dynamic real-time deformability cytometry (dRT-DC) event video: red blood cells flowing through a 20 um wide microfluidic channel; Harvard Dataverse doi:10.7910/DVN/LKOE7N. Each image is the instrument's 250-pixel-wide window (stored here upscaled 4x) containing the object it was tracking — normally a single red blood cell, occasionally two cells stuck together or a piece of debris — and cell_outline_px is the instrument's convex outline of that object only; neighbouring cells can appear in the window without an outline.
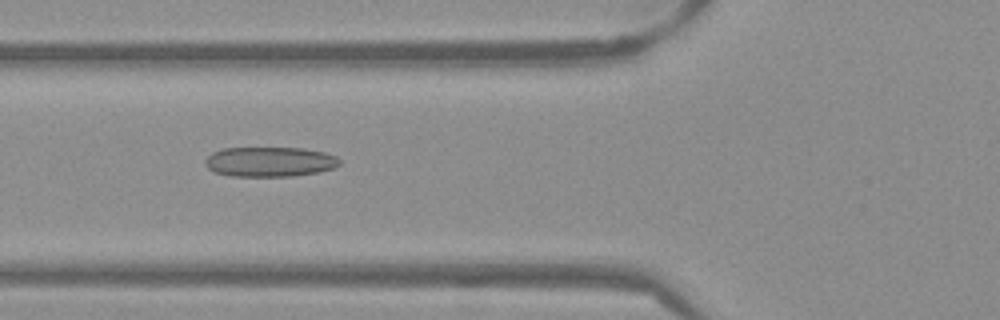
{"species": "Egyptian fruit bat (a non-hibernating species)", "species_latin": "Rousettus aegyptiacus", "temperature_condition": "warm", "stored_images_in_passage": 47, "camera_frame_rate_fps": 3000, "um_per_image_px": 0.085, "frame": {"image": 1, "passage_image": 20, "time_ms": 6.333, "image_size_px": [1000, 320], "cell_outline_px": [[340, 164], [332, 168], [320, 172], [292, 176], [232, 176], [216, 172], [208, 168], [204, 164], [204, 160], [212, 152], [224, 148], [304, 148], [324, 152], [336, 156], [340, 160]], "centroid_in_image_um": [22.93, 13.75], "position_along_channel_um": 102.9, "area_um2": 23.41}}
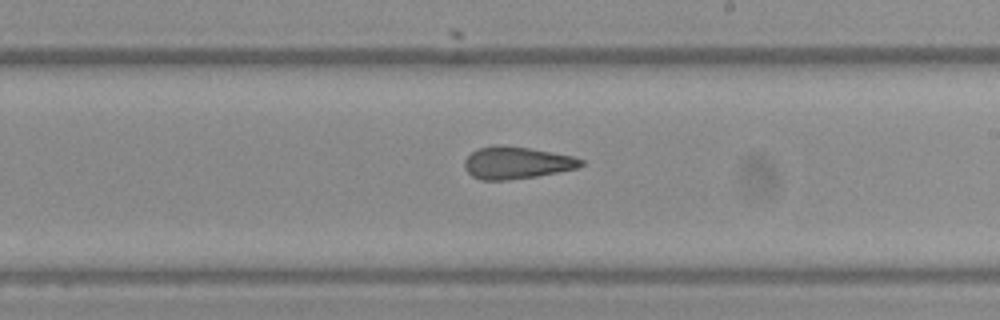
{"frame": {"image": 2, "passage_image": 31, "time_ms": 10.0, "image_size_px": [1000, 320], "cell_outline_px": [[584, 164], [576, 168], [536, 176], [508, 180], [480, 180], [472, 176], [464, 168], [464, 160], [472, 152], [480, 148], [528, 148], [572, 156], [584, 160]], "centroid_in_image_um": [43.91, 13.88], "position_along_channel_um": 245.1, "area_um2": 20.92}}
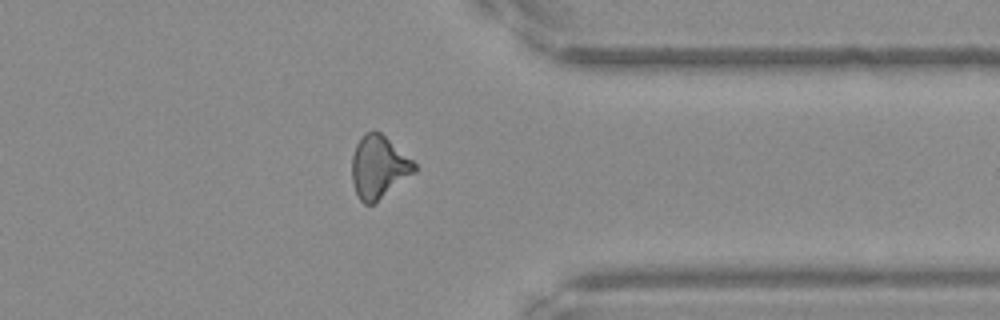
{"frame": {"image": 3, "passage_image": 42, "time_ms": 13.667, "image_size_px": [1000, 320], "cell_outline_px": [[416, 172], [372, 204], [364, 204], [360, 200], [356, 192], [352, 180], [352, 156], [356, 144], [360, 136], [364, 132], [380, 132], [412, 160], [416, 164]], "centroid_in_image_um": [32.17, 14.19], "position_along_channel_um": 379.2, "area_um2": 22.48}, "authors_computed_cell_mechanics": {"area_um2": 22.5998, "velocity_mm_per_s": 3.8585, "shape_relaxation_time_tau1_ms": null, "shape_relaxation_time_tau2_ms": 3.1706, "deformation_change_tau1": null, "deformation_change_tau2": 0.1384}}